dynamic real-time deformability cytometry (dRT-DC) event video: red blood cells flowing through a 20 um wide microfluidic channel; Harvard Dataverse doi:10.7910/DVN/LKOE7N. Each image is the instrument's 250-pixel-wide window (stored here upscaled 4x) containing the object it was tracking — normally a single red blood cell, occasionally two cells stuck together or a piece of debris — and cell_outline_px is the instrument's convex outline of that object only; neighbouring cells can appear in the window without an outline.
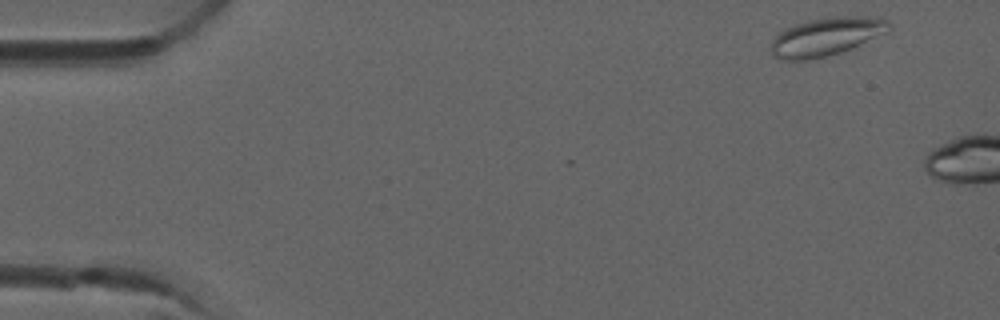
{"species": "common noctule bat (a hibernating species)", "species_latin": "Nyctalus noctula", "temperature_condition": "room temperature", "stored_images_in_passage": 2, "camera_frame_rate_fps": 3000, "um_per_image_px": 0.085, "animal": {"sex": "male", "forearm_length_mm": 52.5}, "frame": {"image": 1, "passage_image": 1, "time_ms": 0.0, "image_size_px": [1000, 320], "cell_outline_px": [[888, 32], [852, 48], [840, 52], [824, 56], [804, 60], [784, 60], [772, 56], [772, 40], [784, 28], [808, 20], [832, 16], [868, 16], [888, 20]], "centroid_in_image_um": [70.22, 3.1], "position_along_channel_um": 14.8, "area_um2": 26.07}}